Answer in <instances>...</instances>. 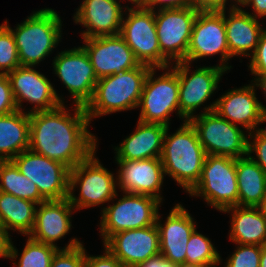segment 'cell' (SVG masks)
Here are the masks:
<instances>
[{"label": "cell", "instance_id": "obj_43", "mask_svg": "<svg viewBox=\"0 0 266 267\" xmlns=\"http://www.w3.org/2000/svg\"><path fill=\"white\" fill-rule=\"evenodd\" d=\"M136 267H177L167 259H165L161 254L148 258L145 262L137 265Z\"/></svg>", "mask_w": 266, "mask_h": 267}, {"label": "cell", "instance_id": "obj_32", "mask_svg": "<svg viewBox=\"0 0 266 267\" xmlns=\"http://www.w3.org/2000/svg\"><path fill=\"white\" fill-rule=\"evenodd\" d=\"M17 267H50L58 246L45 244L29 237Z\"/></svg>", "mask_w": 266, "mask_h": 267}, {"label": "cell", "instance_id": "obj_9", "mask_svg": "<svg viewBox=\"0 0 266 267\" xmlns=\"http://www.w3.org/2000/svg\"><path fill=\"white\" fill-rule=\"evenodd\" d=\"M128 16L122 20L119 35L132 49L140 64L161 70L168 69L170 61L162 54L156 32L154 11L143 7L129 8Z\"/></svg>", "mask_w": 266, "mask_h": 267}, {"label": "cell", "instance_id": "obj_34", "mask_svg": "<svg viewBox=\"0 0 266 267\" xmlns=\"http://www.w3.org/2000/svg\"><path fill=\"white\" fill-rule=\"evenodd\" d=\"M50 267H85V248L73 238L63 249L53 256Z\"/></svg>", "mask_w": 266, "mask_h": 267}, {"label": "cell", "instance_id": "obj_3", "mask_svg": "<svg viewBox=\"0 0 266 267\" xmlns=\"http://www.w3.org/2000/svg\"><path fill=\"white\" fill-rule=\"evenodd\" d=\"M151 68L140 64L131 70L98 79L93 96L84 107L89 121L101 115L138 108Z\"/></svg>", "mask_w": 266, "mask_h": 267}, {"label": "cell", "instance_id": "obj_12", "mask_svg": "<svg viewBox=\"0 0 266 267\" xmlns=\"http://www.w3.org/2000/svg\"><path fill=\"white\" fill-rule=\"evenodd\" d=\"M221 54L220 66L226 70L231 68L226 62L231 59L228 49L224 22V9L200 10L194 21L185 62Z\"/></svg>", "mask_w": 266, "mask_h": 267}, {"label": "cell", "instance_id": "obj_5", "mask_svg": "<svg viewBox=\"0 0 266 267\" xmlns=\"http://www.w3.org/2000/svg\"><path fill=\"white\" fill-rule=\"evenodd\" d=\"M216 102L204 108L190 122L195 127L199 141L207 155L239 158L248 155L247 135L238 125L223 119L215 111Z\"/></svg>", "mask_w": 266, "mask_h": 267}, {"label": "cell", "instance_id": "obj_21", "mask_svg": "<svg viewBox=\"0 0 266 267\" xmlns=\"http://www.w3.org/2000/svg\"><path fill=\"white\" fill-rule=\"evenodd\" d=\"M157 215L156 226L160 239V254L168 261L179 264L185 262L187 243L196 229L193 218L181 204L170 211L164 225Z\"/></svg>", "mask_w": 266, "mask_h": 267}, {"label": "cell", "instance_id": "obj_26", "mask_svg": "<svg viewBox=\"0 0 266 267\" xmlns=\"http://www.w3.org/2000/svg\"><path fill=\"white\" fill-rule=\"evenodd\" d=\"M30 114L23 110L0 116V161L29 149Z\"/></svg>", "mask_w": 266, "mask_h": 267}, {"label": "cell", "instance_id": "obj_47", "mask_svg": "<svg viewBox=\"0 0 266 267\" xmlns=\"http://www.w3.org/2000/svg\"><path fill=\"white\" fill-rule=\"evenodd\" d=\"M262 214L264 215V218L266 219V196L264 197L263 201L261 204L258 206Z\"/></svg>", "mask_w": 266, "mask_h": 267}, {"label": "cell", "instance_id": "obj_44", "mask_svg": "<svg viewBox=\"0 0 266 267\" xmlns=\"http://www.w3.org/2000/svg\"><path fill=\"white\" fill-rule=\"evenodd\" d=\"M243 6L251 5L255 14H251L254 18L266 16V0H245Z\"/></svg>", "mask_w": 266, "mask_h": 267}, {"label": "cell", "instance_id": "obj_30", "mask_svg": "<svg viewBox=\"0 0 266 267\" xmlns=\"http://www.w3.org/2000/svg\"><path fill=\"white\" fill-rule=\"evenodd\" d=\"M0 191L37 204L46 201L37 186L24 176L12 160L0 161Z\"/></svg>", "mask_w": 266, "mask_h": 267}, {"label": "cell", "instance_id": "obj_18", "mask_svg": "<svg viewBox=\"0 0 266 267\" xmlns=\"http://www.w3.org/2000/svg\"><path fill=\"white\" fill-rule=\"evenodd\" d=\"M104 247L117 257L124 267H136L148 258L160 254L158 228L155 224L118 232L104 243Z\"/></svg>", "mask_w": 266, "mask_h": 267}, {"label": "cell", "instance_id": "obj_19", "mask_svg": "<svg viewBox=\"0 0 266 267\" xmlns=\"http://www.w3.org/2000/svg\"><path fill=\"white\" fill-rule=\"evenodd\" d=\"M255 85L256 82L230 90L215 101V111L223 119L244 126L249 133L254 132L258 124L266 122V107L256 98Z\"/></svg>", "mask_w": 266, "mask_h": 267}, {"label": "cell", "instance_id": "obj_25", "mask_svg": "<svg viewBox=\"0 0 266 267\" xmlns=\"http://www.w3.org/2000/svg\"><path fill=\"white\" fill-rule=\"evenodd\" d=\"M167 127L138 120L134 133L115 147L116 161L160 158Z\"/></svg>", "mask_w": 266, "mask_h": 267}, {"label": "cell", "instance_id": "obj_16", "mask_svg": "<svg viewBox=\"0 0 266 267\" xmlns=\"http://www.w3.org/2000/svg\"><path fill=\"white\" fill-rule=\"evenodd\" d=\"M98 79L131 70L140 65L132 49L118 34L83 39Z\"/></svg>", "mask_w": 266, "mask_h": 267}, {"label": "cell", "instance_id": "obj_39", "mask_svg": "<svg viewBox=\"0 0 266 267\" xmlns=\"http://www.w3.org/2000/svg\"><path fill=\"white\" fill-rule=\"evenodd\" d=\"M104 255L88 256L85 252V267H124L106 247Z\"/></svg>", "mask_w": 266, "mask_h": 267}, {"label": "cell", "instance_id": "obj_41", "mask_svg": "<svg viewBox=\"0 0 266 267\" xmlns=\"http://www.w3.org/2000/svg\"><path fill=\"white\" fill-rule=\"evenodd\" d=\"M156 5L160 7L158 10L180 9L191 6V0H146L144 8L154 11Z\"/></svg>", "mask_w": 266, "mask_h": 267}, {"label": "cell", "instance_id": "obj_13", "mask_svg": "<svg viewBox=\"0 0 266 267\" xmlns=\"http://www.w3.org/2000/svg\"><path fill=\"white\" fill-rule=\"evenodd\" d=\"M199 11L192 6L154 11L161 54L168 61L173 59L178 63L186 60L193 24Z\"/></svg>", "mask_w": 266, "mask_h": 267}, {"label": "cell", "instance_id": "obj_10", "mask_svg": "<svg viewBox=\"0 0 266 267\" xmlns=\"http://www.w3.org/2000/svg\"><path fill=\"white\" fill-rule=\"evenodd\" d=\"M156 68H151L143 87L138 107H141L139 121L161 124L169 127V115L179 111V78L176 70L170 68L158 78ZM168 71V72H167ZM154 77V78H153Z\"/></svg>", "mask_w": 266, "mask_h": 267}, {"label": "cell", "instance_id": "obj_33", "mask_svg": "<svg viewBox=\"0 0 266 267\" xmlns=\"http://www.w3.org/2000/svg\"><path fill=\"white\" fill-rule=\"evenodd\" d=\"M19 66L21 65L14 35L3 23L0 26V73L8 74Z\"/></svg>", "mask_w": 266, "mask_h": 267}, {"label": "cell", "instance_id": "obj_51", "mask_svg": "<svg viewBox=\"0 0 266 267\" xmlns=\"http://www.w3.org/2000/svg\"><path fill=\"white\" fill-rule=\"evenodd\" d=\"M234 1H236L238 3L237 5H239V4L242 5L245 2V0H234Z\"/></svg>", "mask_w": 266, "mask_h": 267}, {"label": "cell", "instance_id": "obj_45", "mask_svg": "<svg viewBox=\"0 0 266 267\" xmlns=\"http://www.w3.org/2000/svg\"><path fill=\"white\" fill-rule=\"evenodd\" d=\"M260 267H266V243L261 246Z\"/></svg>", "mask_w": 266, "mask_h": 267}, {"label": "cell", "instance_id": "obj_27", "mask_svg": "<svg viewBox=\"0 0 266 267\" xmlns=\"http://www.w3.org/2000/svg\"><path fill=\"white\" fill-rule=\"evenodd\" d=\"M233 212L230 240L236 244L262 246L266 243V219L258 207L232 206L223 212Z\"/></svg>", "mask_w": 266, "mask_h": 267}, {"label": "cell", "instance_id": "obj_24", "mask_svg": "<svg viewBox=\"0 0 266 267\" xmlns=\"http://www.w3.org/2000/svg\"><path fill=\"white\" fill-rule=\"evenodd\" d=\"M231 6L229 18L226 17L224 8V22L230 55L231 57L239 55L249 57L250 54H254L264 29L261 28L257 18L251 16L249 12L242 10L237 5Z\"/></svg>", "mask_w": 266, "mask_h": 267}, {"label": "cell", "instance_id": "obj_38", "mask_svg": "<svg viewBox=\"0 0 266 267\" xmlns=\"http://www.w3.org/2000/svg\"><path fill=\"white\" fill-rule=\"evenodd\" d=\"M253 133V135H252ZM250 139L254 138L250 142L248 141V155L260 166V168L266 173V139L258 136L256 133H249ZM255 151L256 159L251 154ZM258 159V160H257Z\"/></svg>", "mask_w": 266, "mask_h": 267}, {"label": "cell", "instance_id": "obj_31", "mask_svg": "<svg viewBox=\"0 0 266 267\" xmlns=\"http://www.w3.org/2000/svg\"><path fill=\"white\" fill-rule=\"evenodd\" d=\"M221 257L209 238L198 233L196 229L187 243L185 262L196 263L204 267H215Z\"/></svg>", "mask_w": 266, "mask_h": 267}, {"label": "cell", "instance_id": "obj_11", "mask_svg": "<svg viewBox=\"0 0 266 267\" xmlns=\"http://www.w3.org/2000/svg\"><path fill=\"white\" fill-rule=\"evenodd\" d=\"M20 172L32 181L46 200H62L69 196V171L63 163L49 159L30 149L13 160Z\"/></svg>", "mask_w": 266, "mask_h": 267}, {"label": "cell", "instance_id": "obj_23", "mask_svg": "<svg viewBox=\"0 0 266 267\" xmlns=\"http://www.w3.org/2000/svg\"><path fill=\"white\" fill-rule=\"evenodd\" d=\"M36 208L35 223L28 237L56 246L55 241L64 237L71 230V214L75 208L69 198L46 200Z\"/></svg>", "mask_w": 266, "mask_h": 267}, {"label": "cell", "instance_id": "obj_49", "mask_svg": "<svg viewBox=\"0 0 266 267\" xmlns=\"http://www.w3.org/2000/svg\"><path fill=\"white\" fill-rule=\"evenodd\" d=\"M128 1V0H127ZM131 2H133L132 4H135L134 6L137 7H145V2L146 0H129Z\"/></svg>", "mask_w": 266, "mask_h": 267}, {"label": "cell", "instance_id": "obj_15", "mask_svg": "<svg viewBox=\"0 0 266 267\" xmlns=\"http://www.w3.org/2000/svg\"><path fill=\"white\" fill-rule=\"evenodd\" d=\"M189 65L185 61L175 62L173 67L179 78V111L184 122L190 121L195 116V110L211 97L226 71L217 65L199 67L189 75Z\"/></svg>", "mask_w": 266, "mask_h": 267}, {"label": "cell", "instance_id": "obj_29", "mask_svg": "<svg viewBox=\"0 0 266 267\" xmlns=\"http://www.w3.org/2000/svg\"><path fill=\"white\" fill-rule=\"evenodd\" d=\"M37 203L0 191V225L29 235L35 223Z\"/></svg>", "mask_w": 266, "mask_h": 267}, {"label": "cell", "instance_id": "obj_36", "mask_svg": "<svg viewBox=\"0 0 266 267\" xmlns=\"http://www.w3.org/2000/svg\"><path fill=\"white\" fill-rule=\"evenodd\" d=\"M249 68L255 75L254 82L266 77V29L262 32L254 54L251 56Z\"/></svg>", "mask_w": 266, "mask_h": 267}, {"label": "cell", "instance_id": "obj_37", "mask_svg": "<svg viewBox=\"0 0 266 267\" xmlns=\"http://www.w3.org/2000/svg\"><path fill=\"white\" fill-rule=\"evenodd\" d=\"M17 110L8 75L0 73V116Z\"/></svg>", "mask_w": 266, "mask_h": 267}, {"label": "cell", "instance_id": "obj_20", "mask_svg": "<svg viewBox=\"0 0 266 267\" xmlns=\"http://www.w3.org/2000/svg\"><path fill=\"white\" fill-rule=\"evenodd\" d=\"M118 184L123 193L149 195L162 200L160 189L164 179V168L160 158L117 161ZM159 192V193H158Z\"/></svg>", "mask_w": 266, "mask_h": 267}, {"label": "cell", "instance_id": "obj_46", "mask_svg": "<svg viewBox=\"0 0 266 267\" xmlns=\"http://www.w3.org/2000/svg\"><path fill=\"white\" fill-rule=\"evenodd\" d=\"M256 87L262 88V90L264 92L263 94H265L264 96H266V77L265 78H262V79H259L256 82Z\"/></svg>", "mask_w": 266, "mask_h": 267}, {"label": "cell", "instance_id": "obj_1", "mask_svg": "<svg viewBox=\"0 0 266 267\" xmlns=\"http://www.w3.org/2000/svg\"><path fill=\"white\" fill-rule=\"evenodd\" d=\"M65 109L61 104L30 114L29 149L72 169L96 151L97 139L88 130L90 121L83 106L75 105L74 116Z\"/></svg>", "mask_w": 266, "mask_h": 267}, {"label": "cell", "instance_id": "obj_8", "mask_svg": "<svg viewBox=\"0 0 266 267\" xmlns=\"http://www.w3.org/2000/svg\"><path fill=\"white\" fill-rule=\"evenodd\" d=\"M160 203L153 196L125 192L116 204L102 210L100 232L103 243L118 232L155 225Z\"/></svg>", "mask_w": 266, "mask_h": 267}, {"label": "cell", "instance_id": "obj_14", "mask_svg": "<svg viewBox=\"0 0 266 267\" xmlns=\"http://www.w3.org/2000/svg\"><path fill=\"white\" fill-rule=\"evenodd\" d=\"M53 68L72 95L75 105L85 107L98 81L85 49L80 46L61 51L53 60Z\"/></svg>", "mask_w": 266, "mask_h": 267}, {"label": "cell", "instance_id": "obj_17", "mask_svg": "<svg viewBox=\"0 0 266 267\" xmlns=\"http://www.w3.org/2000/svg\"><path fill=\"white\" fill-rule=\"evenodd\" d=\"M7 75L18 110L22 111L21 102L24 100L35 103L29 114L64 104L50 81L32 66H19Z\"/></svg>", "mask_w": 266, "mask_h": 267}, {"label": "cell", "instance_id": "obj_42", "mask_svg": "<svg viewBox=\"0 0 266 267\" xmlns=\"http://www.w3.org/2000/svg\"><path fill=\"white\" fill-rule=\"evenodd\" d=\"M227 0H191V6L200 10L226 9Z\"/></svg>", "mask_w": 266, "mask_h": 267}, {"label": "cell", "instance_id": "obj_48", "mask_svg": "<svg viewBox=\"0 0 266 267\" xmlns=\"http://www.w3.org/2000/svg\"><path fill=\"white\" fill-rule=\"evenodd\" d=\"M177 267H204V266H201V265L196 264V263L183 262V263L177 264Z\"/></svg>", "mask_w": 266, "mask_h": 267}, {"label": "cell", "instance_id": "obj_28", "mask_svg": "<svg viewBox=\"0 0 266 267\" xmlns=\"http://www.w3.org/2000/svg\"><path fill=\"white\" fill-rule=\"evenodd\" d=\"M238 206L258 207L266 196V173L249 156L236 159Z\"/></svg>", "mask_w": 266, "mask_h": 267}, {"label": "cell", "instance_id": "obj_7", "mask_svg": "<svg viewBox=\"0 0 266 267\" xmlns=\"http://www.w3.org/2000/svg\"><path fill=\"white\" fill-rule=\"evenodd\" d=\"M95 153L93 151L69 171L68 198L77 210L103 204L118 195L114 174L101 165ZM77 184L80 185L78 198L73 194Z\"/></svg>", "mask_w": 266, "mask_h": 267}, {"label": "cell", "instance_id": "obj_6", "mask_svg": "<svg viewBox=\"0 0 266 267\" xmlns=\"http://www.w3.org/2000/svg\"><path fill=\"white\" fill-rule=\"evenodd\" d=\"M203 196L207 204L223 211L238 205L236 159L228 156L206 155L200 180L188 192Z\"/></svg>", "mask_w": 266, "mask_h": 267}, {"label": "cell", "instance_id": "obj_50", "mask_svg": "<svg viewBox=\"0 0 266 267\" xmlns=\"http://www.w3.org/2000/svg\"><path fill=\"white\" fill-rule=\"evenodd\" d=\"M254 132H255L258 136H260V137L266 139V129H263V128L257 129V128H256V130H254Z\"/></svg>", "mask_w": 266, "mask_h": 267}, {"label": "cell", "instance_id": "obj_2", "mask_svg": "<svg viewBox=\"0 0 266 267\" xmlns=\"http://www.w3.org/2000/svg\"><path fill=\"white\" fill-rule=\"evenodd\" d=\"M164 135L161 162L164 174L189 192L200 180L206 152L199 141L195 127L190 121L169 136Z\"/></svg>", "mask_w": 266, "mask_h": 267}, {"label": "cell", "instance_id": "obj_4", "mask_svg": "<svg viewBox=\"0 0 266 267\" xmlns=\"http://www.w3.org/2000/svg\"><path fill=\"white\" fill-rule=\"evenodd\" d=\"M4 24L14 35L21 66L34 67L39 64L61 40L62 23L54 9L34 11L14 30L7 21Z\"/></svg>", "mask_w": 266, "mask_h": 267}, {"label": "cell", "instance_id": "obj_40", "mask_svg": "<svg viewBox=\"0 0 266 267\" xmlns=\"http://www.w3.org/2000/svg\"><path fill=\"white\" fill-rule=\"evenodd\" d=\"M17 251L9 232L0 225V257L16 259L18 257Z\"/></svg>", "mask_w": 266, "mask_h": 267}, {"label": "cell", "instance_id": "obj_22", "mask_svg": "<svg viewBox=\"0 0 266 267\" xmlns=\"http://www.w3.org/2000/svg\"><path fill=\"white\" fill-rule=\"evenodd\" d=\"M122 6L116 0H83L74 15L75 23L87 28L83 39L101 36H113L120 33L123 13Z\"/></svg>", "mask_w": 266, "mask_h": 267}, {"label": "cell", "instance_id": "obj_35", "mask_svg": "<svg viewBox=\"0 0 266 267\" xmlns=\"http://www.w3.org/2000/svg\"><path fill=\"white\" fill-rule=\"evenodd\" d=\"M237 245V250L229 257L225 267H260L261 246Z\"/></svg>", "mask_w": 266, "mask_h": 267}]
</instances>
